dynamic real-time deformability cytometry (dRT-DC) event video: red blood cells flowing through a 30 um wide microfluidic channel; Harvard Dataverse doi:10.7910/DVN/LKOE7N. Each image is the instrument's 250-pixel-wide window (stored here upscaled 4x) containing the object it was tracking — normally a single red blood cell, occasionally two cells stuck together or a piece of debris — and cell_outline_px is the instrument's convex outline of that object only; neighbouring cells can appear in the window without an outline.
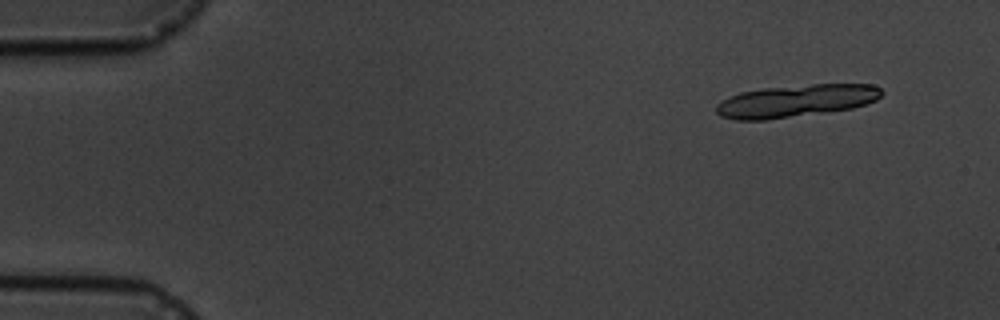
{"species": "common noctule bat (a hibernating species)", "species_latin": "Nyctalus noctula", "temperature_condition": "cold", "stored_images_in_passage": 4, "segment_of_instrument_passage": [1, 2], "camera_frame_rate_fps": 3000, "um_per_image_px": 0.085, "animal": {"sex": "male", "body_mass_g": 19.5, "forearm_length_mm": 54.6}, "frame": {"image": 1, "passage_image": 1, "time_ms": 0.0, "image_size_px": [1000, 320], "cell_outline_px": [[884, 92], [876, 100], [852, 108], [764, 120], [736, 120], [720, 116], [716, 112], [716, 104], [728, 96], [740, 92], [764, 88], [812, 84], [872, 84], [880, 88]], "centroid_in_image_um": [67.62, 8.56], "position_along_channel_um": 17.4, "area_um2": 31.04}}